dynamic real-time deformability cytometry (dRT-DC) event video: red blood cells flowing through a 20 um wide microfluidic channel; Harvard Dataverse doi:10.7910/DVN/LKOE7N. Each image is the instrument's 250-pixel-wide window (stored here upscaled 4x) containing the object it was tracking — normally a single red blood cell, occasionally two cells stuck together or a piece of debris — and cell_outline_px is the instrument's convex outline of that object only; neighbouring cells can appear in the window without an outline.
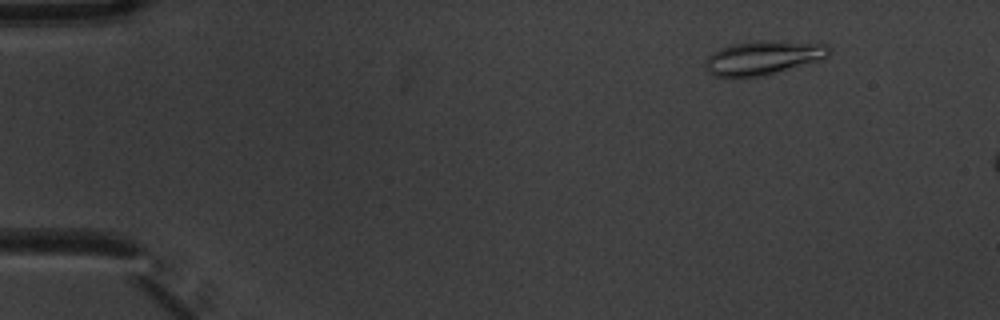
{"species": "common noctule bat (a hibernating species)", "species_latin": "Nyctalus noctula", "temperature_condition": "warm", "stored_images_in_passage": 3, "camera_frame_rate_fps": 3000, "um_per_image_px": 0.085, "animal": {"sex": "male", "body_mass_g": 20.1, "forearm_length_mm": 53.5}, "frame": {"image": 1, "passage_image": 2, "time_ms": 0.333, "image_size_px": [1000, 320], "cell_outline_px": [[832, 52], [828, 56], [820, 60], [764, 76], [736, 80], [712, 76], [704, 68], [704, 64], [708, 56], [712, 52], [720, 48], [732, 44], [764, 40], [828, 44], [832, 48]], "centroid_in_image_um": [64.82, 4.95], "position_along_channel_um": 20.2, "area_um2": 25.26}}